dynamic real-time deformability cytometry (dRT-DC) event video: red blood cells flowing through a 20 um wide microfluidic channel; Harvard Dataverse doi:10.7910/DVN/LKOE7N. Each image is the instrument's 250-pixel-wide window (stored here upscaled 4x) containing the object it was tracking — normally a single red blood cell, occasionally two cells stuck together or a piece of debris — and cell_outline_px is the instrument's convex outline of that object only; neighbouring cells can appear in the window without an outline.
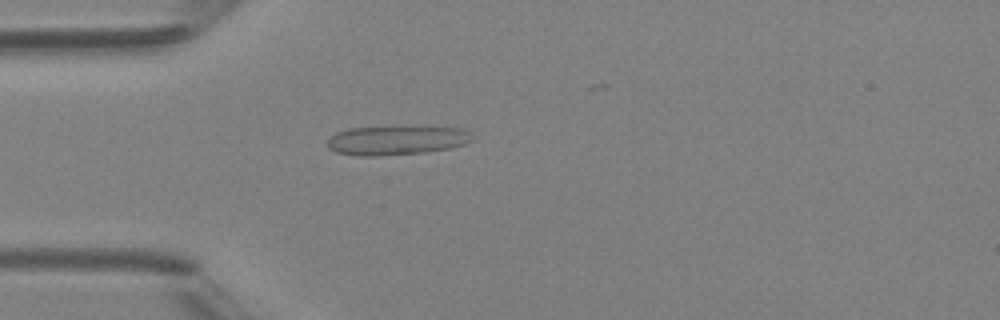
{"species": "Egyptian fruit bat (a non-hibernating species)", "species_latin": "Rousettus aegyptiacus", "temperature_condition": "room temperature", "stored_images_in_passage": 4, "camera_frame_rate_fps": 3000, "um_per_image_px": 0.085, "animal": {"sex": "female"}, "frame": {"image": 1, "passage_image": 4, "time_ms": 3.333, "image_size_px": [1000, 320], "cell_outline_px": [[472, 140], [464, 144], [448, 148], [424, 152], [376, 156], [356, 156], [336, 152], [328, 148], [328, 140], [336, 132], [348, 128], [464, 128], [472, 132]], "centroid_in_image_um": [33.68, 11.94], "position_along_channel_um": 51.3, "area_um2": 24.04}}